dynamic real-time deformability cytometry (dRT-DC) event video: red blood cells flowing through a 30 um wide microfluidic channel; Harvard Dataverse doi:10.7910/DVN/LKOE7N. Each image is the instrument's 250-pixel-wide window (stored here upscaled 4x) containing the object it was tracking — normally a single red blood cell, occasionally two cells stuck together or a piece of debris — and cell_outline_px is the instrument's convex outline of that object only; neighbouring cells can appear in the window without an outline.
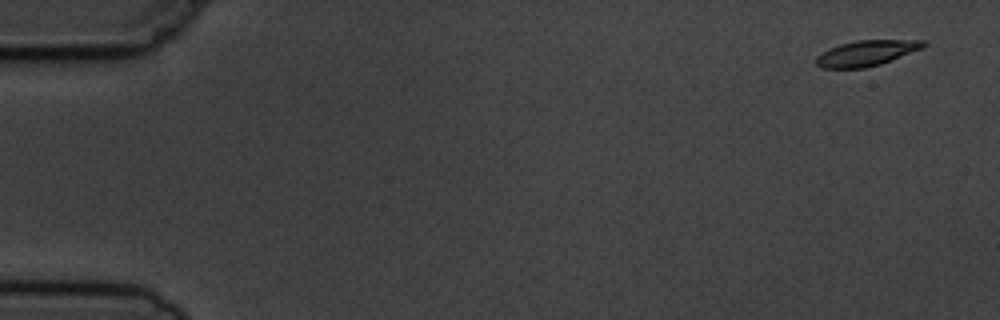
{"species": "common noctule bat (a hibernating species)", "species_latin": "Nyctalus noctula", "temperature_condition": "cold", "stored_images_in_passage": 6, "camera_frame_rate_fps": 3000, "um_per_image_px": 0.085, "animal": {"sex": "male", "body_mass_g": 19.5, "forearm_length_mm": 54.6}, "frame": {"image": 1, "passage_image": 1, "time_ms": 0.0, "image_size_px": [1000, 320], "cell_outline_px": [[928, 44], [924, 48], [880, 64], [864, 68], [820, 68], [816, 64], [816, 56], [828, 48], [840, 44], [856, 40], [924, 40]], "centroid_in_image_um": [73.65, 4.51], "position_along_channel_um": 11.4, "area_um2": 16.07}}
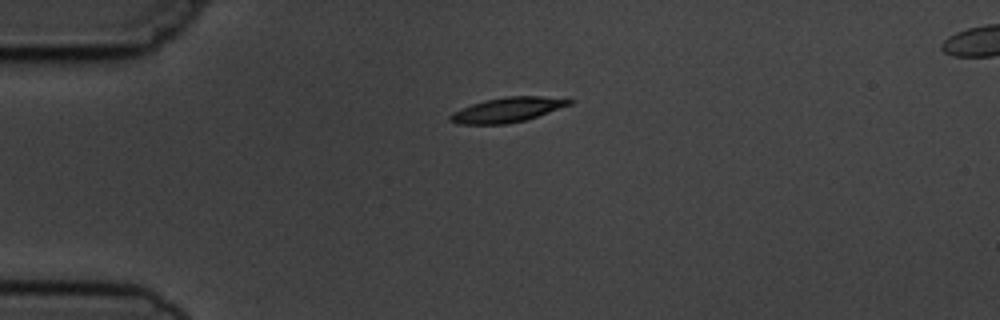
{"frame": {"image": 2, "passage_image": 4, "time_ms": 3.667, "image_size_px": [1000, 320], "cell_outline_px": [[576, 100], [572, 104], [524, 120], [508, 124], [460, 124], [448, 120], [448, 116], [452, 112], [460, 108], [484, 100], [504, 96], [568, 96]], "centroid_in_image_um": [43.19, 9.3], "position_along_channel_um": 41.8, "area_um2": 17.57}}